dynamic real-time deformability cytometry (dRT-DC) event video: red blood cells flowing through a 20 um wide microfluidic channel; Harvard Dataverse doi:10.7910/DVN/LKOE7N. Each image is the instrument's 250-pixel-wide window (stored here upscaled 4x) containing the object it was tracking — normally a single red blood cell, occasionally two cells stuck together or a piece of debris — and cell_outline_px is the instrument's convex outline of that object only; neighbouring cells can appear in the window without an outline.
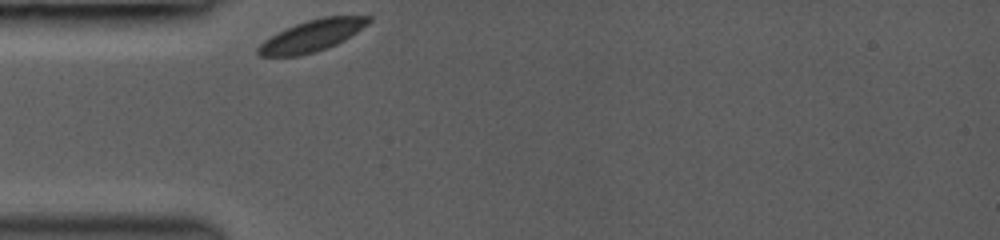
{"species": "common noctule bat (a hibernating species)", "species_latin": "Nyctalus noctula", "temperature_condition": "room temperature", "stored_images_in_passage": 1, "camera_frame_rate_fps": 3000, "um_per_image_px": 0.085, "animal": {"sex": "female", "body_mass_g": 19.0, "forearm_length_mm": 53.3}, "frame": {"image": 1, "passage_image": 1, "time_ms": 0.0, "image_size_px": [1000, 240], "cell_outline_px": [[372, 20], [368, 24], [344, 40], [328, 48], [316, 52], [300, 56], [260, 56], [256, 52], [256, 48], [264, 40], [276, 32], [296, 24], [308, 20], [324, 16], [372, 16]], "centroid_in_image_um": [26.5, 3.04], "position_along_channel_um": 58.5, "area_um2": 20.35}}